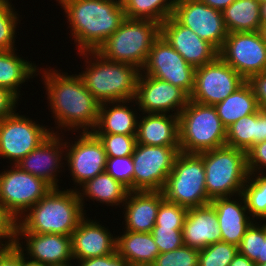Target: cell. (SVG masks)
<instances>
[{"label":"cell","mask_w":266,"mask_h":266,"mask_svg":"<svg viewBox=\"0 0 266 266\" xmlns=\"http://www.w3.org/2000/svg\"><path fill=\"white\" fill-rule=\"evenodd\" d=\"M214 107L226 128L240 118L256 113L260 109L253 89L247 81Z\"/></svg>","instance_id":"4dcf8cb0"},{"label":"cell","mask_w":266,"mask_h":266,"mask_svg":"<svg viewBox=\"0 0 266 266\" xmlns=\"http://www.w3.org/2000/svg\"><path fill=\"white\" fill-rule=\"evenodd\" d=\"M0 2H10L9 0H0Z\"/></svg>","instance_id":"be15d7a7"},{"label":"cell","mask_w":266,"mask_h":266,"mask_svg":"<svg viewBox=\"0 0 266 266\" xmlns=\"http://www.w3.org/2000/svg\"><path fill=\"white\" fill-rule=\"evenodd\" d=\"M18 101V98L8 89L0 87V120L17 111Z\"/></svg>","instance_id":"7dc6e473"},{"label":"cell","mask_w":266,"mask_h":266,"mask_svg":"<svg viewBox=\"0 0 266 266\" xmlns=\"http://www.w3.org/2000/svg\"><path fill=\"white\" fill-rule=\"evenodd\" d=\"M47 266H74L71 262L64 263V264H55V265H47ZM76 266V263H75Z\"/></svg>","instance_id":"680465c9"},{"label":"cell","mask_w":266,"mask_h":266,"mask_svg":"<svg viewBox=\"0 0 266 266\" xmlns=\"http://www.w3.org/2000/svg\"><path fill=\"white\" fill-rule=\"evenodd\" d=\"M198 155L203 159L210 200L242 194L249 177L245 151L225 145Z\"/></svg>","instance_id":"5b68a950"},{"label":"cell","mask_w":266,"mask_h":266,"mask_svg":"<svg viewBox=\"0 0 266 266\" xmlns=\"http://www.w3.org/2000/svg\"><path fill=\"white\" fill-rule=\"evenodd\" d=\"M260 4H263L266 2V0H257Z\"/></svg>","instance_id":"94428289"},{"label":"cell","mask_w":266,"mask_h":266,"mask_svg":"<svg viewBox=\"0 0 266 266\" xmlns=\"http://www.w3.org/2000/svg\"><path fill=\"white\" fill-rule=\"evenodd\" d=\"M59 134L58 131L51 133L37 148L16 164L25 172L46 181L52 188H59L57 173H60V167H64L62 159L65 156L66 139H62L63 135L60 137Z\"/></svg>","instance_id":"d6986e66"},{"label":"cell","mask_w":266,"mask_h":266,"mask_svg":"<svg viewBox=\"0 0 266 266\" xmlns=\"http://www.w3.org/2000/svg\"><path fill=\"white\" fill-rule=\"evenodd\" d=\"M0 266H21V251L16 245L0 259Z\"/></svg>","instance_id":"c3c4849f"},{"label":"cell","mask_w":266,"mask_h":266,"mask_svg":"<svg viewBox=\"0 0 266 266\" xmlns=\"http://www.w3.org/2000/svg\"><path fill=\"white\" fill-rule=\"evenodd\" d=\"M159 36V23L126 18L96 52L107 60L131 64L141 70Z\"/></svg>","instance_id":"52a82bcc"},{"label":"cell","mask_w":266,"mask_h":266,"mask_svg":"<svg viewBox=\"0 0 266 266\" xmlns=\"http://www.w3.org/2000/svg\"><path fill=\"white\" fill-rule=\"evenodd\" d=\"M260 5L257 0H235L225 8L222 14L228 33L260 31Z\"/></svg>","instance_id":"1f68e13d"},{"label":"cell","mask_w":266,"mask_h":266,"mask_svg":"<svg viewBox=\"0 0 266 266\" xmlns=\"http://www.w3.org/2000/svg\"><path fill=\"white\" fill-rule=\"evenodd\" d=\"M74 143L65 142V157L74 184L80 186L105 172L107 156L103 143L93 133L79 132Z\"/></svg>","instance_id":"2e32d148"},{"label":"cell","mask_w":266,"mask_h":266,"mask_svg":"<svg viewBox=\"0 0 266 266\" xmlns=\"http://www.w3.org/2000/svg\"><path fill=\"white\" fill-rule=\"evenodd\" d=\"M78 54L86 58L84 62L87 66L79 75L86 89L100 104L135 99L140 69L131 64L107 60L96 51Z\"/></svg>","instance_id":"277c9868"},{"label":"cell","mask_w":266,"mask_h":266,"mask_svg":"<svg viewBox=\"0 0 266 266\" xmlns=\"http://www.w3.org/2000/svg\"><path fill=\"white\" fill-rule=\"evenodd\" d=\"M238 252V247L216 242L199 250L198 266H228Z\"/></svg>","instance_id":"e575fe53"},{"label":"cell","mask_w":266,"mask_h":266,"mask_svg":"<svg viewBox=\"0 0 266 266\" xmlns=\"http://www.w3.org/2000/svg\"><path fill=\"white\" fill-rule=\"evenodd\" d=\"M66 14L78 52L96 51L126 19L116 0H56Z\"/></svg>","instance_id":"7a4b0ae2"},{"label":"cell","mask_w":266,"mask_h":266,"mask_svg":"<svg viewBox=\"0 0 266 266\" xmlns=\"http://www.w3.org/2000/svg\"><path fill=\"white\" fill-rule=\"evenodd\" d=\"M199 250L183 245L182 247L160 253L152 266H198Z\"/></svg>","instance_id":"f35d334b"},{"label":"cell","mask_w":266,"mask_h":266,"mask_svg":"<svg viewBox=\"0 0 266 266\" xmlns=\"http://www.w3.org/2000/svg\"><path fill=\"white\" fill-rule=\"evenodd\" d=\"M176 0H127L124 4L128 19L151 20L161 24L173 14Z\"/></svg>","instance_id":"d6a6232c"},{"label":"cell","mask_w":266,"mask_h":266,"mask_svg":"<svg viewBox=\"0 0 266 266\" xmlns=\"http://www.w3.org/2000/svg\"><path fill=\"white\" fill-rule=\"evenodd\" d=\"M172 16L218 51L228 36L222 12L200 0H176Z\"/></svg>","instance_id":"9a60e30c"},{"label":"cell","mask_w":266,"mask_h":266,"mask_svg":"<svg viewBox=\"0 0 266 266\" xmlns=\"http://www.w3.org/2000/svg\"><path fill=\"white\" fill-rule=\"evenodd\" d=\"M195 70L160 35L153 42L141 73L169 82L190 96L194 89Z\"/></svg>","instance_id":"4fadbf2b"},{"label":"cell","mask_w":266,"mask_h":266,"mask_svg":"<svg viewBox=\"0 0 266 266\" xmlns=\"http://www.w3.org/2000/svg\"><path fill=\"white\" fill-rule=\"evenodd\" d=\"M14 11L10 2H0V51L16 49V26L20 19L18 11Z\"/></svg>","instance_id":"d590c367"},{"label":"cell","mask_w":266,"mask_h":266,"mask_svg":"<svg viewBox=\"0 0 266 266\" xmlns=\"http://www.w3.org/2000/svg\"><path fill=\"white\" fill-rule=\"evenodd\" d=\"M246 153L249 173H263L266 170V140L254 144Z\"/></svg>","instance_id":"7bdbcfd3"},{"label":"cell","mask_w":266,"mask_h":266,"mask_svg":"<svg viewBox=\"0 0 266 266\" xmlns=\"http://www.w3.org/2000/svg\"><path fill=\"white\" fill-rule=\"evenodd\" d=\"M15 50L0 51V87L8 89L20 99V86L38 76L41 70L34 63L24 60L23 56H18Z\"/></svg>","instance_id":"f1b7e54d"},{"label":"cell","mask_w":266,"mask_h":266,"mask_svg":"<svg viewBox=\"0 0 266 266\" xmlns=\"http://www.w3.org/2000/svg\"><path fill=\"white\" fill-rule=\"evenodd\" d=\"M246 80L219 56L195 70L194 89L189 100L216 105L241 87Z\"/></svg>","instance_id":"5bb4252c"},{"label":"cell","mask_w":266,"mask_h":266,"mask_svg":"<svg viewBox=\"0 0 266 266\" xmlns=\"http://www.w3.org/2000/svg\"><path fill=\"white\" fill-rule=\"evenodd\" d=\"M188 208L163 198L158 209L155 226L183 228Z\"/></svg>","instance_id":"ab89813d"},{"label":"cell","mask_w":266,"mask_h":266,"mask_svg":"<svg viewBox=\"0 0 266 266\" xmlns=\"http://www.w3.org/2000/svg\"><path fill=\"white\" fill-rule=\"evenodd\" d=\"M22 238L25 239V245ZM16 246L20 251H26L24 255L28 259L46 265L64 264L73 259L71 236L67 235L16 232Z\"/></svg>","instance_id":"ffe728a7"},{"label":"cell","mask_w":266,"mask_h":266,"mask_svg":"<svg viewBox=\"0 0 266 266\" xmlns=\"http://www.w3.org/2000/svg\"><path fill=\"white\" fill-rule=\"evenodd\" d=\"M21 266H47V265L31 259L28 260V258L24 255V252L21 251Z\"/></svg>","instance_id":"f5cc1de1"},{"label":"cell","mask_w":266,"mask_h":266,"mask_svg":"<svg viewBox=\"0 0 266 266\" xmlns=\"http://www.w3.org/2000/svg\"><path fill=\"white\" fill-rule=\"evenodd\" d=\"M264 141V108L244 116L227 128L226 146L247 152L254 144Z\"/></svg>","instance_id":"f546056e"},{"label":"cell","mask_w":266,"mask_h":266,"mask_svg":"<svg viewBox=\"0 0 266 266\" xmlns=\"http://www.w3.org/2000/svg\"><path fill=\"white\" fill-rule=\"evenodd\" d=\"M260 33L262 35L263 40L266 42V23L261 24Z\"/></svg>","instance_id":"9f6ffc18"},{"label":"cell","mask_w":266,"mask_h":266,"mask_svg":"<svg viewBox=\"0 0 266 266\" xmlns=\"http://www.w3.org/2000/svg\"><path fill=\"white\" fill-rule=\"evenodd\" d=\"M228 266H256V263L237 252L233 258V261Z\"/></svg>","instance_id":"f907efd6"},{"label":"cell","mask_w":266,"mask_h":266,"mask_svg":"<svg viewBox=\"0 0 266 266\" xmlns=\"http://www.w3.org/2000/svg\"><path fill=\"white\" fill-rule=\"evenodd\" d=\"M3 240V241H2ZM5 240V241H4ZM16 245V240L0 239V259L13 246Z\"/></svg>","instance_id":"816d5d0a"},{"label":"cell","mask_w":266,"mask_h":266,"mask_svg":"<svg viewBox=\"0 0 266 266\" xmlns=\"http://www.w3.org/2000/svg\"><path fill=\"white\" fill-rule=\"evenodd\" d=\"M138 118L136 140L149 146L180 147L179 118L171 114L143 113Z\"/></svg>","instance_id":"d4e9b609"},{"label":"cell","mask_w":266,"mask_h":266,"mask_svg":"<svg viewBox=\"0 0 266 266\" xmlns=\"http://www.w3.org/2000/svg\"><path fill=\"white\" fill-rule=\"evenodd\" d=\"M261 21L266 23V2L260 5Z\"/></svg>","instance_id":"11a10c76"},{"label":"cell","mask_w":266,"mask_h":266,"mask_svg":"<svg viewBox=\"0 0 266 266\" xmlns=\"http://www.w3.org/2000/svg\"><path fill=\"white\" fill-rule=\"evenodd\" d=\"M242 195L253 221H266V173H249Z\"/></svg>","instance_id":"836d02e7"},{"label":"cell","mask_w":266,"mask_h":266,"mask_svg":"<svg viewBox=\"0 0 266 266\" xmlns=\"http://www.w3.org/2000/svg\"><path fill=\"white\" fill-rule=\"evenodd\" d=\"M134 164L132 155L125 157H107L105 172L120 181L129 191H133Z\"/></svg>","instance_id":"60d3db41"},{"label":"cell","mask_w":266,"mask_h":266,"mask_svg":"<svg viewBox=\"0 0 266 266\" xmlns=\"http://www.w3.org/2000/svg\"><path fill=\"white\" fill-rule=\"evenodd\" d=\"M162 192L166 200L188 209L210 204L203 159L198 154L179 152Z\"/></svg>","instance_id":"ba28073f"},{"label":"cell","mask_w":266,"mask_h":266,"mask_svg":"<svg viewBox=\"0 0 266 266\" xmlns=\"http://www.w3.org/2000/svg\"><path fill=\"white\" fill-rule=\"evenodd\" d=\"M200 1L205 3L206 5L222 12L225 8H227L235 0H200Z\"/></svg>","instance_id":"681fc988"},{"label":"cell","mask_w":266,"mask_h":266,"mask_svg":"<svg viewBox=\"0 0 266 266\" xmlns=\"http://www.w3.org/2000/svg\"><path fill=\"white\" fill-rule=\"evenodd\" d=\"M266 140V109L264 108V141Z\"/></svg>","instance_id":"6f0895ef"},{"label":"cell","mask_w":266,"mask_h":266,"mask_svg":"<svg viewBox=\"0 0 266 266\" xmlns=\"http://www.w3.org/2000/svg\"><path fill=\"white\" fill-rule=\"evenodd\" d=\"M52 129L14 112L0 120V157L16 165L51 133H56Z\"/></svg>","instance_id":"8fae6325"},{"label":"cell","mask_w":266,"mask_h":266,"mask_svg":"<svg viewBox=\"0 0 266 266\" xmlns=\"http://www.w3.org/2000/svg\"><path fill=\"white\" fill-rule=\"evenodd\" d=\"M42 79L53 118L65 131L92 133L98 120L100 103L86 89L79 74L45 68ZM61 72V73H60ZM62 127V128H61ZM67 128V130H66ZM81 128V129H79ZM78 130V131H77Z\"/></svg>","instance_id":"6da1fadb"},{"label":"cell","mask_w":266,"mask_h":266,"mask_svg":"<svg viewBox=\"0 0 266 266\" xmlns=\"http://www.w3.org/2000/svg\"><path fill=\"white\" fill-rule=\"evenodd\" d=\"M183 243L186 246L201 250L221 242L217 213L211 204L189 208L183 229Z\"/></svg>","instance_id":"603a6c76"},{"label":"cell","mask_w":266,"mask_h":266,"mask_svg":"<svg viewBox=\"0 0 266 266\" xmlns=\"http://www.w3.org/2000/svg\"><path fill=\"white\" fill-rule=\"evenodd\" d=\"M0 173V205L18 221L52 187L44 180L13 165Z\"/></svg>","instance_id":"9c48e42d"},{"label":"cell","mask_w":266,"mask_h":266,"mask_svg":"<svg viewBox=\"0 0 266 266\" xmlns=\"http://www.w3.org/2000/svg\"><path fill=\"white\" fill-rule=\"evenodd\" d=\"M84 216L71 234L73 260L101 257L116 251V236L97 220Z\"/></svg>","instance_id":"44dd1931"},{"label":"cell","mask_w":266,"mask_h":266,"mask_svg":"<svg viewBox=\"0 0 266 266\" xmlns=\"http://www.w3.org/2000/svg\"><path fill=\"white\" fill-rule=\"evenodd\" d=\"M255 263L256 264L266 263V239L265 241H263L262 258H258V260Z\"/></svg>","instance_id":"db71d44e"},{"label":"cell","mask_w":266,"mask_h":266,"mask_svg":"<svg viewBox=\"0 0 266 266\" xmlns=\"http://www.w3.org/2000/svg\"><path fill=\"white\" fill-rule=\"evenodd\" d=\"M77 266H130V264L115 251L101 257H92L77 261Z\"/></svg>","instance_id":"ee69618b"},{"label":"cell","mask_w":266,"mask_h":266,"mask_svg":"<svg viewBox=\"0 0 266 266\" xmlns=\"http://www.w3.org/2000/svg\"><path fill=\"white\" fill-rule=\"evenodd\" d=\"M163 198L162 191H129L123 204L125 231L151 232Z\"/></svg>","instance_id":"cb8c5ba5"},{"label":"cell","mask_w":266,"mask_h":266,"mask_svg":"<svg viewBox=\"0 0 266 266\" xmlns=\"http://www.w3.org/2000/svg\"><path fill=\"white\" fill-rule=\"evenodd\" d=\"M256 266H266V263H263V264H256Z\"/></svg>","instance_id":"6125c7cd"},{"label":"cell","mask_w":266,"mask_h":266,"mask_svg":"<svg viewBox=\"0 0 266 266\" xmlns=\"http://www.w3.org/2000/svg\"><path fill=\"white\" fill-rule=\"evenodd\" d=\"M17 221L0 205V239L16 240Z\"/></svg>","instance_id":"bcb514c9"},{"label":"cell","mask_w":266,"mask_h":266,"mask_svg":"<svg viewBox=\"0 0 266 266\" xmlns=\"http://www.w3.org/2000/svg\"><path fill=\"white\" fill-rule=\"evenodd\" d=\"M81 188H77V193L84 210V199L88 197L90 200L98 201L101 205L123 207L126 201L129 189L120 181L115 180L107 172L98 174L93 179L86 181ZM79 190V191H78ZM81 191V192H80ZM84 197V198H83ZM108 204V205H107ZM122 204V205H121ZM121 205V206H120Z\"/></svg>","instance_id":"83f0119b"},{"label":"cell","mask_w":266,"mask_h":266,"mask_svg":"<svg viewBox=\"0 0 266 266\" xmlns=\"http://www.w3.org/2000/svg\"><path fill=\"white\" fill-rule=\"evenodd\" d=\"M130 102L132 100L100 104L97 124L92 133L136 135L139 118L137 115L140 114L136 111L139 109L128 106Z\"/></svg>","instance_id":"484cf974"},{"label":"cell","mask_w":266,"mask_h":266,"mask_svg":"<svg viewBox=\"0 0 266 266\" xmlns=\"http://www.w3.org/2000/svg\"><path fill=\"white\" fill-rule=\"evenodd\" d=\"M160 35L195 68L211 63L218 57L219 51L212 44L201 39L172 15L160 24Z\"/></svg>","instance_id":"ac0fdd59"},{"label":"cell","mask_w":266,"mask_h":266,"mask_svg":"<svg viewBox=\"0 0 266 266\" xmlns=\"http://www.w3.org/2000/svg\"><path fill=\"white\" fill-rule=\"evenodd\" d=\"M238 197V199L236 198ZM231 197L215 198L210 204L215 208L221 232V241L240 245L246 230L255 221L248 216V209L242 194ZM241 197V198H239Z\"/></svg>","instance_id":"7402d4cb"},{"label":"cell","mask_w":266,"mask_h":266,"mask_svg":"<svg viewBox=\"0 0 266 266\" xmlns=\"http://www.w3.org/2000/svg\"><path fill=\"white\" fill-rule=\"evenodd\" d=\"M180 147L137 143L132 154L133 191H162Z\"/></svg>","instance_id":"30bf717a"},{"label":"cell","mask_w":266,"mask_h":266,"mask_svg":"<svg viewBox=\"0 0 266 266\" xmlns=\"http://www.w3.org/2000/svg\"><path fill=\"white\" fill-rule=\"evenodd\" d=\"M182 229L183 228H167L162 226L153 227L151 233L160 253L172 251L184 245Z\"/></svg>","instance_id":"b9f144b4"},{"label":"cell","mask_w":266,"mask_h":266,"mask_svg":"<svg viewBox=\"0 0 266 266\" xmlns=\"http://www.w3.org/2000/svg\"><path fill=\"white\" fill-rule=\"evenodd\" d=\"M119 4L123 5L127 0H116Z\"/></svg>","instance_id":"91938a15"},{"label":"cell","mask_w":266,"mask_h":266,"mask_svg":"<svg viewBox=\"0 0 266 266\" xmlns=\"http://www.w3.org/2000/svg\"><path fill=\"white\" fill-rule=\"evenodd\" d=\"M188 101L189 96L179 87L140 72L131 106L136 104L142 113L169 114L175 111L173 114L178 116Z\"/></svg>","instance_id":"e0dca14e"},{"label":"cell","mask_w":266,"mask_h":266,"mask_svg":"<svg viewBox=\"0 0 266 266\" xmlns=\"http://www.w3.org/2000/svg\"><path fill=\"white\" fill-rule=\"evenodd\" d=\"M178 118L180 152L199 154L226 145L227 128L213 105L189 100Z\"/></svg>","instance_id":"8992f818"},{"label":"cell","mask_w":266,"mask_h":266,"mask_svg":"<svg viewBox=\"0 0 266 266\" xmlns=\"http://www.w3.org/2000/svg\"><path fill=\"white\" fill-rule=\"evenodd\" d=\"M247 82L253 89L259 108L266 109V71L251 76Z\"/></svg>","instance_id":"f6af8a7d"},{"label":"cell","mask_w":266,"mask_h":266,"mask_svg":"<svg viewBox=\"0 0 266 266\" xmlns=\"http://www.w3.org/2000/svg\"><path fill=\"white\" fill-rule=\"evenodd\" d=\"M218 56L246 81L266 71V42L260 31L228 33Z\"/></svg>","instance_id":"7c38bea8"},{"label":"cell","mask_w":266,"mask_h":266,"mask_svg":"<svg viewBox=\"0 0 266 266\" xmlns=\"http://www.w3.org/2000/svg\"><path fill=\"white\" fill-rule=\"evenodd\" d=\"M103 143L107 157H125L133 154L136 135L94 134Z\"/></svg>","instance_id":"74e56055"},{"label":"cell","mask_w":266,"mask_h":266,"mask_svg":"<svg viewBox=\"0 0 266 266\" xmlns=\"http://www.w3.org/2000/svg\"><path fill=\"white\" fill-rule=\"evenodd\" d=\"M257 223L256 221L255 223L253 222L246 230L238 246V252L252 262H256L258 258H262L263 241L266 239V222L263 224L262 222L260 224Z\"/></svg>","instance_id":"8d00e7d4"},{"label":"cell","mask_w":266,"mask_h":266,"mask_svg":"<svg viewBox=\"0 0 266 266\" xmlns=\"http://www.w3.org/2000/svg\"><path fill=\"white\" fill-rule=\"evenodd\" d=\"M116 251L130 266H152L160 254L151 232L124 231L116 235Z\"/></svg>","instance_id":"4316f807"},{"label":"cell","mask_w":266,"mask_h":266,"mask_svg":"<svg viewBox=\"0 0 266 266\" xmlns=\"http://www.w3.org/2000/svg\"><path fill=\"white\" fill-rule=\"evenodd\" d=\"M85 211L76 188H52L20 217L16 232L71 236Z\"/></svg>","instance_id":"3957f363"}]
</instances>
